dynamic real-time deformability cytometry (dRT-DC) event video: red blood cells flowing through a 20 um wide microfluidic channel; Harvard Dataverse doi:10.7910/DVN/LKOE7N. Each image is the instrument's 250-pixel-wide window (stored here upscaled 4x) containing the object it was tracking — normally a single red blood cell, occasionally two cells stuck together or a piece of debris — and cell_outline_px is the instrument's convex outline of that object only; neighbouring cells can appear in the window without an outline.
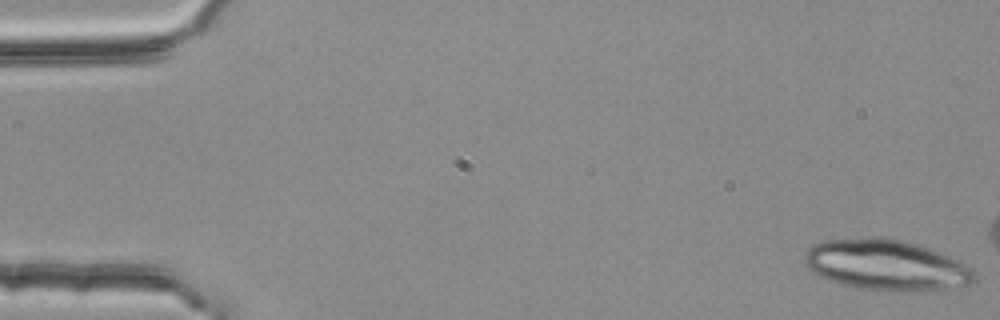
{"species": "common noctule bat (a hibernating species)", "species_latin": "Nyctalus noctula", "temperature_condition": "room temperature", "stored_images_in_passage": 3, "camera_frame_rate_fps": 3000, "um_per_image_px": 0.085, "animal": {"sex": "female", "body_mass_g": 25.1}, "frame": {"image": 1, "passage_image": 1, "time_ms": 0.0, "image_size_px": [1000, 320], "cell_outline_px": [[976, 280], [972, 284], [948, 288], [908, 292], [900, 292], [864, 288], [840, 284], [828, 280], [812, 272], [804, 264], [804, 252], [808, 248], [824, 240], [880, 236], [904, 240], [928, 248], [960, 260], [972, 268], [976, 272]], "centroid_in_image_um": [75.35, 22.52], "position_along_channel_um": 9.7, "area_um2": 50.58}}